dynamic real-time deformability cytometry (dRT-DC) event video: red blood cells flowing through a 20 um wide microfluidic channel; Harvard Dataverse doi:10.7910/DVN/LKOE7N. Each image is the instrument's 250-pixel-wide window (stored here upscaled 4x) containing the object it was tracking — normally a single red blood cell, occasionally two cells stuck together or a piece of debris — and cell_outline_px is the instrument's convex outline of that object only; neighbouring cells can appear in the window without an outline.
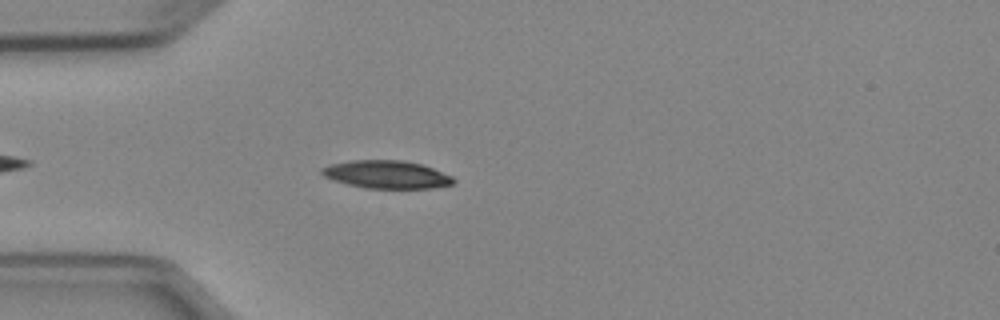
{"species": "Egyptian fruit bat (a non-hibernating species)", "species_latin": "Rousettus aegyptiacus", "temperature_condition": "cold", "stored_images_in_passage": 3, "camera_frame_rate_fps": 3000, "um_per_image_px": 0.085, "animal": {"sex": "female"}, "frame": {"image": 1, "passage_image": 3, "time_ms": 3.0, "image_size_px": [1000, 320], "cell_outline_px": [[456, 180], [452, 184], [432, 188], [364, 188], [348, 184], [324, 176], [320, 172], [320, 168], [328, 164], [352, 160], [404, 160], [420, 164], [432, 168], [452, 176]], "centroid_in_image_um": [32.84, 14.82], "position_along_channel_um": 52.2, "area_um2": 21.33}}